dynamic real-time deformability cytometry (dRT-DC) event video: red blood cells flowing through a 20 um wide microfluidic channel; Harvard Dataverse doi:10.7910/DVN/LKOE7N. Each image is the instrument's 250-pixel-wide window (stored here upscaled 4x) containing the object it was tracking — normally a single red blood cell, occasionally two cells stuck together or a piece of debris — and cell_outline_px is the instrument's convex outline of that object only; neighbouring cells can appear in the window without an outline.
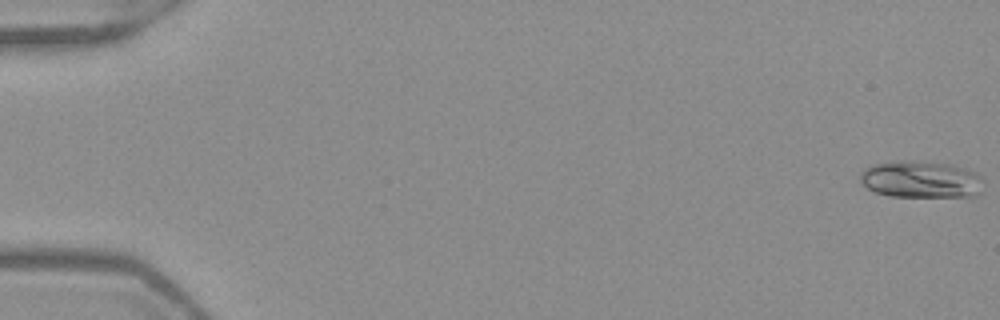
{"species": "Egyptian fruit bat (a non-hibernating species)", "species_latin": "Rousettus aegyptiacus", "temperature_condition": "warm", "stored_images_in_passage": 52, "camera_frame_rate_fps": 3000, "um_per_image_px": 0.085, "frame": {"image": 1, "passage_image": 1, "time_ms": 0.0, "image_size_px": [1000, 320], "cell_outline_px": [[984, 180], [976, 196], [892, 196], [876, 192], [868, 188], [860, 180], [860, 172], [864, 168], [872, 164], [900, 160], [912, 160], [952, 164], [976, 172]], "centroid_in_image_um": [78.27, 15.23], "position_along_channel_um": 6.7, "area_um2": 26.59}}
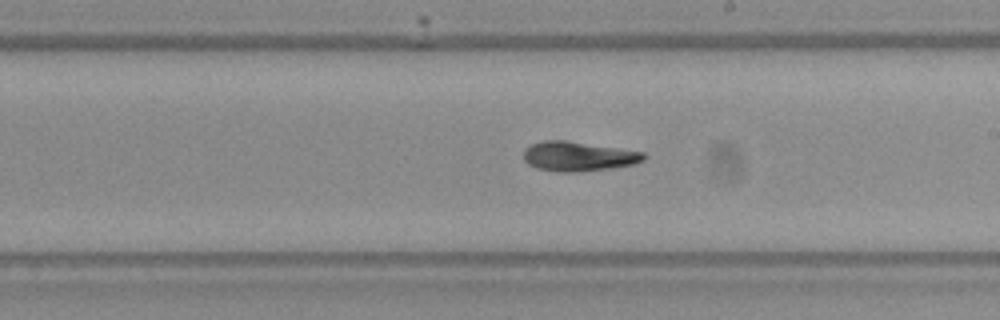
{"frame": {"image": 2, "passage_image": 31, "time_ms": 10.0, "image_size_px": [1000, 320], "cell_outline_px": [[648, 156], [644, 160], [636, 164], [612, 168], [580, 172], [556, 172], [536, 168], [528, 164], [524, 160], [524, 148], [532, 144], [544, 140], [564, 140], [644, 152]], "centroid_in_image_um": [49.16, 13.3], "position_along_channel_um": 239.8, "area_um2": 20.87}}
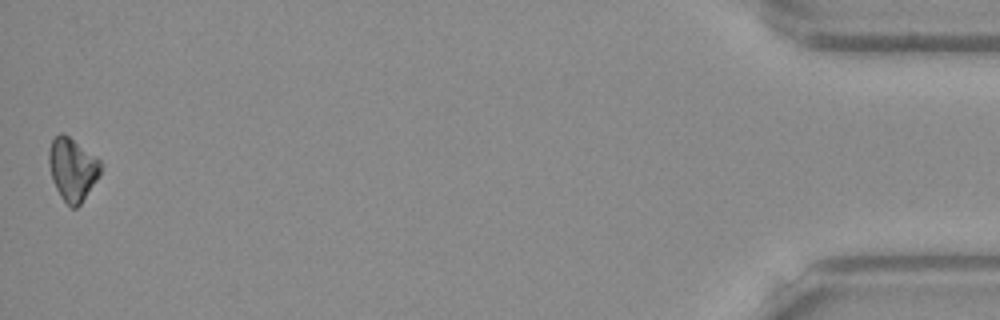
{"frame": {"image": 3, "passage_image": 52, "time_ms": 17.0, "image_size_px": [1000, 320], "cell_outline_px": [[100, 176], [80, 204], [76, 208], [72, 208], [60, 196], [52, 180], [48, 164], [48, 152], [52, 140], [60, 132], [64, 132], [96, 156], [100, 160]], "centroid_in_image_um": [6.15, 14.36], "position_along_channel_um": 429.1, "area_um2": 19.02}, "authors_computed_cell_mechanics": {"area_um2": 20.6924, "velocity_mm_per_s": 3.969, "shape_relaxation_time_tau1_ms": 6.297, "shape_relaxation_time_tau2_ms": 2.952, "deformation_change_tau1": 0.1556, "deformation_change_tau2": 0.0428}}